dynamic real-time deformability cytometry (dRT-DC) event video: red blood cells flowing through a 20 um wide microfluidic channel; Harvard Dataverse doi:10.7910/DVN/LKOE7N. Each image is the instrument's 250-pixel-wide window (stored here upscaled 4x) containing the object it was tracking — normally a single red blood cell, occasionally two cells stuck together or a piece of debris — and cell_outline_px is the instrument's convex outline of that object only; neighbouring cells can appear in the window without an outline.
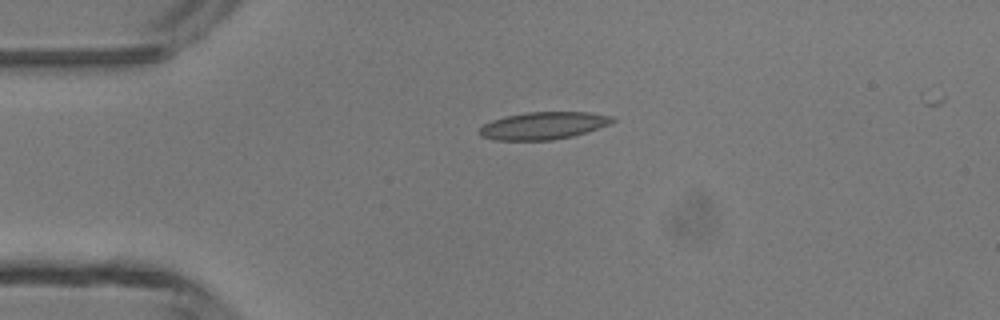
{"species": "common noctule bat (a hibernating species)", "species_latin": "Nyctalus noctula", "temperature_condition": "room temperature", "stored_images_in_passage": 2, "camera_frame_rate_fps": 3000, "um_per_image_px": 0.085, "animal": {"sex": "male", "body_mass_g": 13.3}, "frame": {"image": 1, "passage_image": 1, "time_ms": 0.0, "image_size_px": [1000, 320], "cell_outline_px": [[616, 120], [608, 124], [572, 136], [552, 140], [496, 140], [480, 136], [480, 128], [484, 124], [492, 120], [504, 116], [528, 112], [588, 112], [612, 116]], "centroid_in_image_um": [46.15, 10.67], "position_along_channel_um": 38.9, "area_um2": 20.98}}